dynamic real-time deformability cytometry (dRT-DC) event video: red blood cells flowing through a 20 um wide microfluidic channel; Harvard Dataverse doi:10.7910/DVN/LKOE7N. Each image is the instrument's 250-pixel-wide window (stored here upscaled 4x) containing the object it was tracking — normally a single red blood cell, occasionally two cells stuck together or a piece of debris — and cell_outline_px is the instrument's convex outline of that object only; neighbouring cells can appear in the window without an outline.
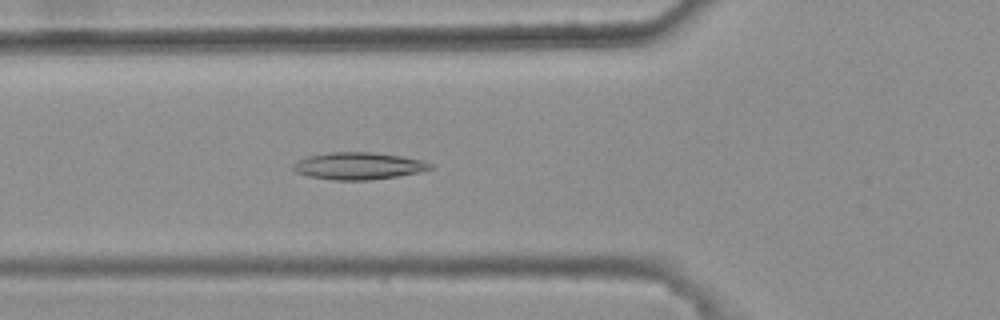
{"species": "common noctule bat (a hibernating species)", "species_latin": "Nyctalus noctula", "temperature_condition": "warm", "stored_images_in_passage": 41, "camera_frame_rate_fps": 3000, "um_per_image_px": 0.085, "animal": {"sex": "female", "body_mass_g": 25.1}, "frame": {"image": 1, "passage_image": 14, "time_ms": 4.333, "image_size_px": [1000, 320], "cell_outline_px": [[432, 168], [420, 172], [396, 176], [368, 180], [336, 180], [308, 176], [296, 172], [292, 168], [292, 164], [308, 156], [328, 152], [372, 152], [400, 156], [424, 160], [432, 164]], "centroid_in_image_um": [30.47, 14.1], "position_along_channel_um": 95.3, "area_um2": 21.56}}
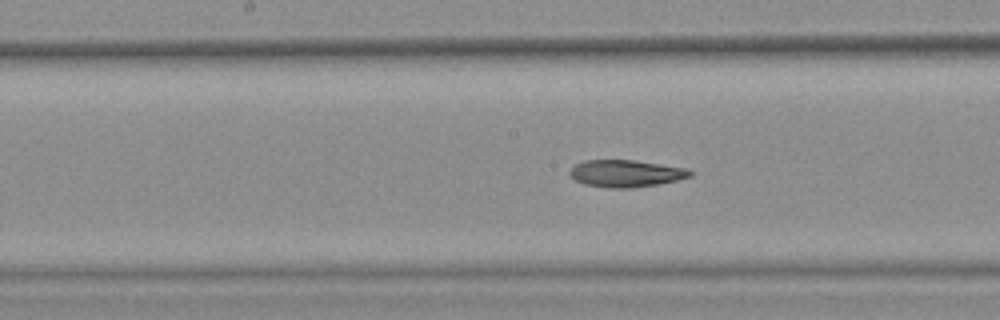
{"frame": {"image": 2, "passage_image": 22, "time_ms": 7.0, "image_size_px": [1000, 320], "cell_outline_px": [[692, 176], [676, 180], [656, 184], [632, 188], [608, 188], [584, 184], [576, 180], [568, 172], [576, 164], [584, 160], [632, 160], [688, 168], [692, 172]], "centroid_in_image_um": [53.2, 14.74], "position_along_channel_um": 195.0, "area_um2": 18.84}}
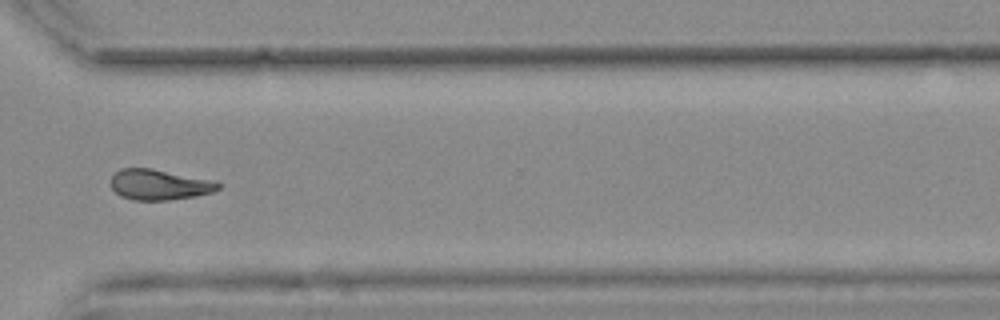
{"frame": {"image": 3, "passage_image": 35, "time_ms": 11.333, "image_size_px": [1000, 320], "cell_outline_px": [[220, 188], [212, 192], [196, 196], [168, 200], [132, 200], [120, 196], [112, 188], [112, 176], [120, 168], [152, 168], [212, 180], [220, 184]], "centroid_in_image_um": [13.53, 15.7], "position_along_channel_um": 357.1, "area_um2": 19.02}, "authors_computed_cell_mechanics": {"area_um2": 19.5942, "velocity_mm_per_s": 3.7256, "shape_relaxation_time_tau1_ms": null, "shape_relaxation_time_tau2_ms": 7.7825, "deformation_change_tau1": null, "deformation_change_tau2": 0.1496}}